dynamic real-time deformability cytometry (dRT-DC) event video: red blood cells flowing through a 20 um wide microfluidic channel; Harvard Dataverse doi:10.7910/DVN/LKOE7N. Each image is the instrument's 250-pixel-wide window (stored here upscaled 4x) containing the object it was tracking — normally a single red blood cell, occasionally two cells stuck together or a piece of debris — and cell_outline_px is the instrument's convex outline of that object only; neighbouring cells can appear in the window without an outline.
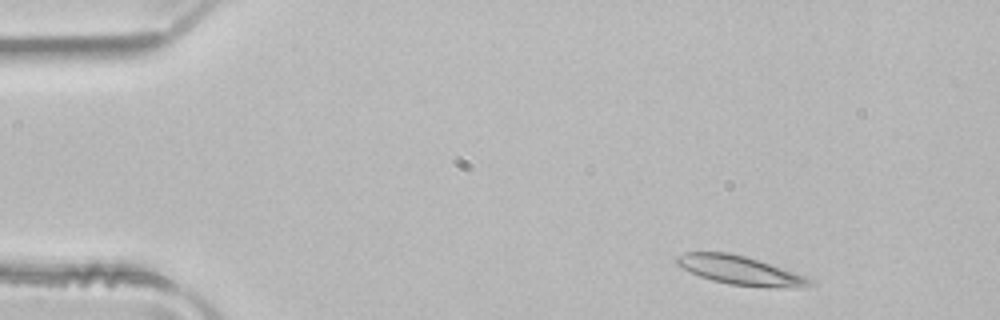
{"species": "common noctule bat (a hibernating species)", "species_latin": "Nyctalus noctula", "temperature_condition": "room temperature", "stored_images_in_passage": 4, "segment_of_instrument_passage": [2, 2], "camera_frame_rate_fps": 3000, "um_per_image_px": 0.085, "animal": {"sex": "male", "body_mass_g": 21.5, "forearm_length_mm": 52.0}, "frame": {"image": 1, "passage_image": 4, "time_ms": 1.0, "image_size_px": [1000, 320], "cell_outline_px": [[812, 284], [804, 288], [768, 288], [728, 284], [712, 280], [700, 276], [680, 268], [672, 260], [676, 256], [684, 252], [728, 252], [744, 256], [804, 276], [812, 280]], "centroid_in_image_um": [62.83, 22.99], "position_along_channel_um": 22.2, "area_um2": 22.37}}